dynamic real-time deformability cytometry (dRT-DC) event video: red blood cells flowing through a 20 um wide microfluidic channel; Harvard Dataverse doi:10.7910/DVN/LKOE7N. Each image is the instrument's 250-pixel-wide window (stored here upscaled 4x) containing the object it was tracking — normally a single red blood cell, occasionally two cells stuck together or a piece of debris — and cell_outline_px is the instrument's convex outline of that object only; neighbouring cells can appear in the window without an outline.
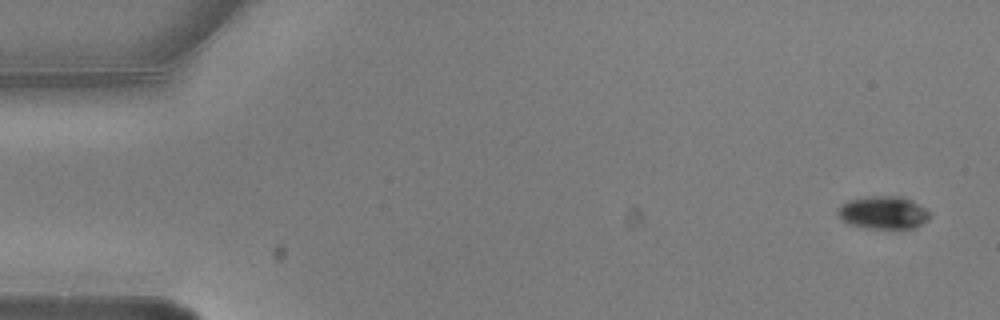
{"species": "common noctule bat (a hibernating species)", "species_latin": "Nyctalus noctula", "temperature_condition": "warm", "stored_images_in_passage": 7, "camera_frame_rate_fps": 3000, "um_per_image_px": 0.085, "animal": {"sex": "male", "body_mass_g": 20.5, "forearm_length_mm": 52.5}, "frame": {"image": 1, "passage_image": 1, "time_ms": 0.0, "image_size_px": [1000, 320], "cell_outline_px": [[928, 220], [916, 228], [900, 232], [864, 228], [848, 224], [840, 216], [840, 208], [848, 200], [872, 196], [904, 196], [912, 200], [924, 208], [928, 212]], "centroid_in_image_um": [75.16, 18.13], "position_along_channel_um": 9.8, "area_um2": 18.03}}
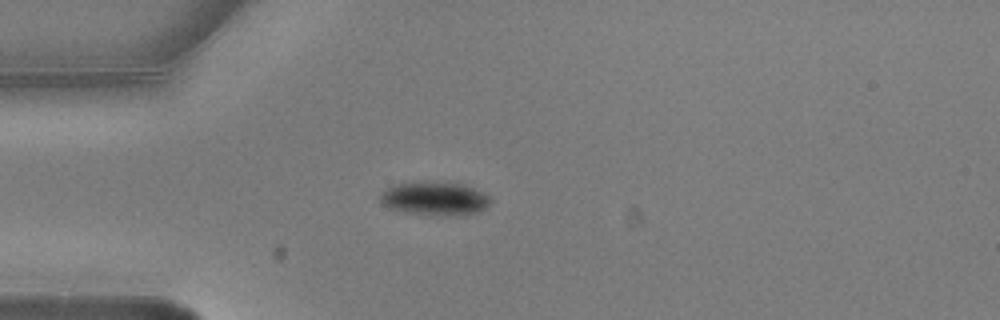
{"frame": {"image": 2, "passage_image": 4, "time_ms": 1.0, "image_size_px": [1000, 320], "cell_outline_px": [[492, 200], [480, 212], [460, 216], [452, 216], [412, 212], [388, 208], [380, 200], [380, 192], [396, 184], [424, 180], [428, 180], [464, 184], [484, 192]], "centroid_in_image_um": [36.99, 16.85], "position_along_channel_um": 48.0, "area_um2": 21.73}}
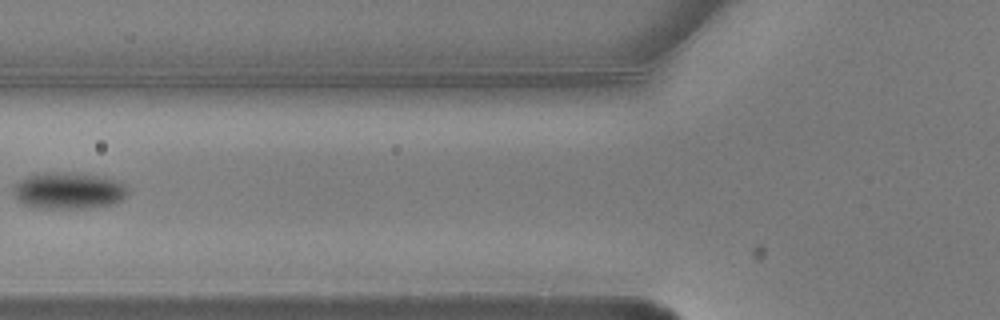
{"frame": {"image": 3, "passage_image": 6, "time_ms": 1.667, "image_size_px": [1000, 320], "cell_outline_px": [[128, 196], [112, 204], [88, 208], [40, 208], [24, 204], [16, 200], [12, 192], [12, 188], [24, 176], [36, 172], [76, 172], [104, 176], [116, 180], [124, 184], [128, 188]], "centroid_in_image_um": [5.81, 16.18], "position_along_channel_um": 120.0, "area_um2": 25.03}}